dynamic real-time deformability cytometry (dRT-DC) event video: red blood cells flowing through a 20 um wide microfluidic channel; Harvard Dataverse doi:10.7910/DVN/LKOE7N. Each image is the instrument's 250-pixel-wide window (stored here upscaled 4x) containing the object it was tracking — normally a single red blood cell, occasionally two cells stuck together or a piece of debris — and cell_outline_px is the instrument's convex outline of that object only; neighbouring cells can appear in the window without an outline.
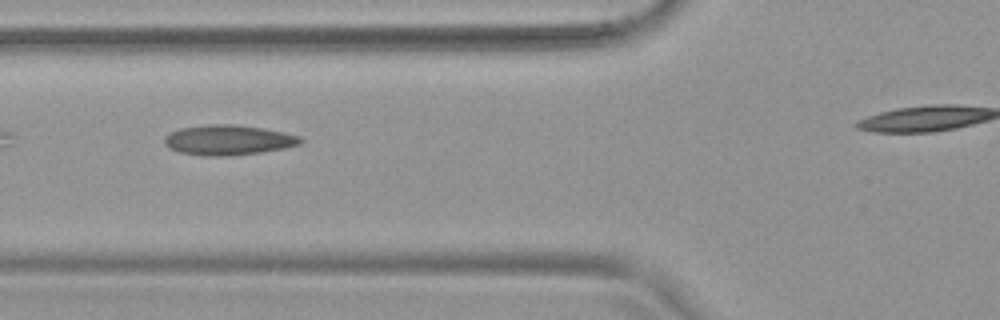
{"species": "common noctule bat (a hibernating species)", "species_latin": "Nyctalus noctula", "temperature_condition": "warm", "stored_images_in_passage": 13, "camera_frame_rate_fps": 3000, "um_per_image_px": 0.085, "animal": {"sex": "female", "body_mass_g": 19.9}, "frame": {"image": 1, "passage_image": 4, "time_ms": 1.0, "image_size_px": [1000, 320], "cell_outline_px": [[304, 140], [300, 144], [284, 148], [260, 152], [228, 156], [204, 156], [180, 152], [168, 148], [164, 144], [164, 136], [180, 128], [208, 124], [236, 124], [284, 132], [300, 136]], "centroid_in_image_um": [19.39, 11.9], "position_along_channel_um": 106.4, "area_um2": 23.87}}
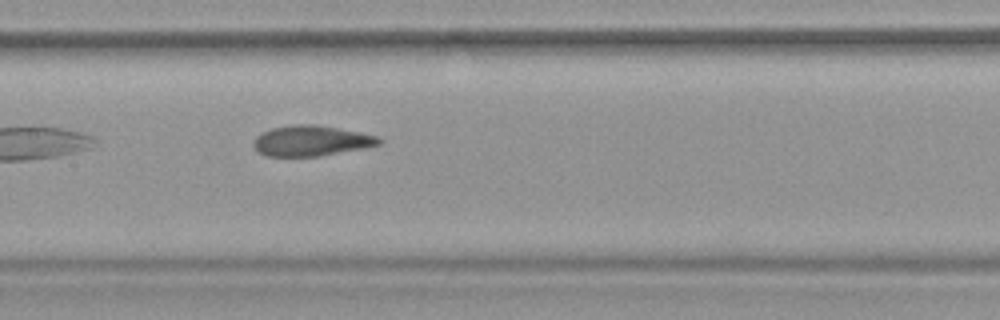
{"frame": {"image": 2, "passage_image": 10, "time_ms": 3.0, "image_size_px": [1000, 320], "cell_outline_px": [[384, 140], [380, 144], [364, 148], [320, 156], [264, 156], [252, 144], [252, 140], [256, 136], [272, 128], [292, 124], [316, 124], [360, 132], [380, 136]], "centroid_in_image_um": [26.48, 11.96], "position_along_channel_um": 180.9, "area_um2": 22.43}}